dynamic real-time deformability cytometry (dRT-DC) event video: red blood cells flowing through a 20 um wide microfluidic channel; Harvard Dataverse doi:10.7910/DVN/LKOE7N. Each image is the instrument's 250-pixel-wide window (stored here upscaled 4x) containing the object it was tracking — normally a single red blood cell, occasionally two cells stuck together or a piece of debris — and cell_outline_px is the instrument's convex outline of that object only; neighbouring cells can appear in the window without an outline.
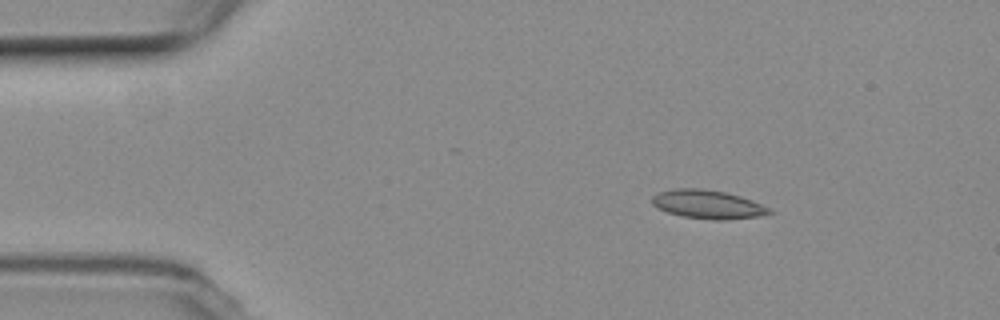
{"species": "common noctule bat (a hibernating species)", "species_latin": "Nyctalus noctula", "temperature_condition": "room temperature", "stored_images_in_passage": 47, "camera_frame_rate_fps": 3000, "um_per_image_px": 0.085, "animal": {"sex": "female", "body_mass_g": 19.3, "forearm_length_mm": 54.1}, "frame": {"image": 1, "passage_image": 1, "time_ms": 0.0, "image_size_px": [1000, 320], "cell_outline_px": [[776, 212], [760, 216], [728, 220], [712, 220], [684, 216], [668, 212], [656, 208], [652, 204], [652, 196], [656, 192], [676, 188], [704, 188], [724, 192], [740, 196], [752, 200], [772, 208]], "centroid_in_image_um": [60.19, 17.37], "position_along_channel_um": 24.8, "area_um2": 19.88}}
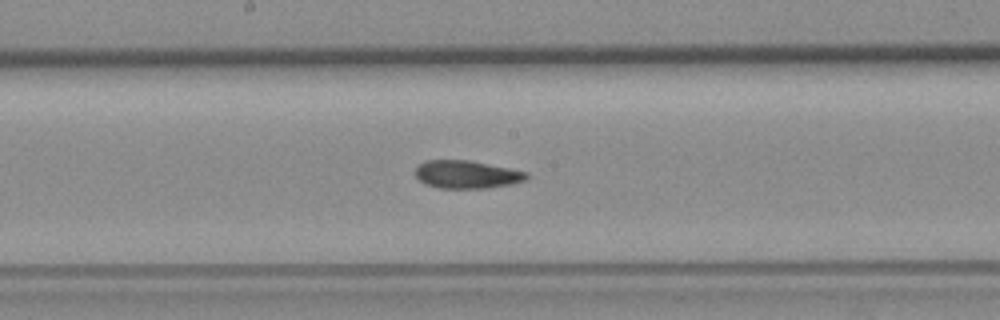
{"frame": {"image": 2, "passage_image": 21, "time_ms": 6.667, "image_size_px": [1000, 320], "cell_outline_px": [[528, 180], [512, 184], [488, 188], [440, 188], [424, 184], [416, 176], [416, 168], [424, 160], [468, 160], [528, 172]], "centroid_in_image_um": [39.69, 14.83], "position_along_channel_um": 208.5, "area_um2": 18.09}}
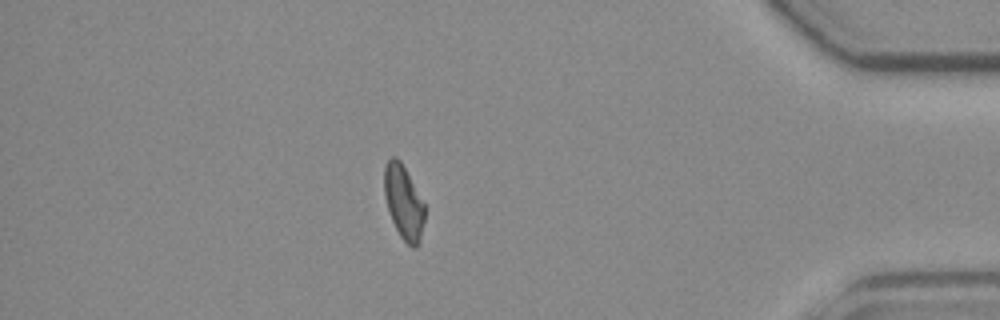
{"frame": {"image": 3, "passage_image": 40, "time_ms": 13.0, "image_size_px": [1000, 320], "cell_outline_px": [[424, 220], [420, 244], [416, 248], [412, 248], [400, 236], [392, 220], [384, 196], [384, 164], [392, 156], [396, 156], [400, 160], [424, 204]], "centroid_in_image_um": [34.3, 17.2], "position_along_channel_um": 400.9, "area_um2": 17.28}, "authors_computed_cell_mechanics": {"area_um2": 18.3226, "velocity_mm_per_s": 3.7395, "shape_relaxation_time_tau1_ms": 9.6571, "shape_relaxation_time_tau2_ms": 3.2315, "deformation_change_tau1": 0.2013, "deformation_change_tau2": 0.0977}}